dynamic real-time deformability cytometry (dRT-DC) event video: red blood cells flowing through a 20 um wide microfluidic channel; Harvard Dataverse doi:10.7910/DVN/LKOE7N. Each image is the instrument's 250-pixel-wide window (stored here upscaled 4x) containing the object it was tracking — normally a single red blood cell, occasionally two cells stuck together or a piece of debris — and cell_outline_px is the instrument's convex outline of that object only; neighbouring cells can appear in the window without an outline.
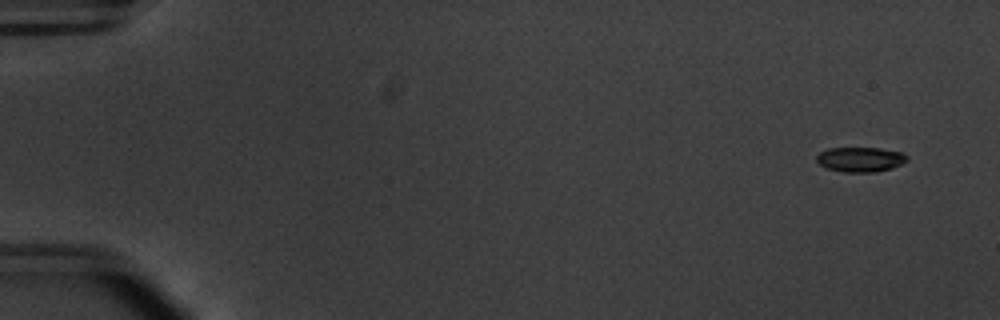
{"species": "common noctule bat (a hibernating species)", "species_latin": "Nyctalus noctula", "temperature_condition": "warm", "stored_images_in_passage": 55, "camera_frame_rate_fps": 3000, "um_per_image_px": 0.085, "animal": {"sex": "male", "body_mass_g": 20.1, "forearm_length_mm": 53.5}, "frame": {"image": 1, "passage_image": 4, "time_ms": 1.0, "image_size_px": [1000, 320], "cell_outline_px": [[908, 160], [892, 168], [872, 172], [844, 172], [828, 168], [820, 164], [816, 160], [816, 156], [820, 152], [828, 148], [880, 148], [900, 152], [908, 156]], "centroid_in_image_um": [73.13, 13.54], "position_along_channel_um": 11.9, "area_um2": 12.95}}
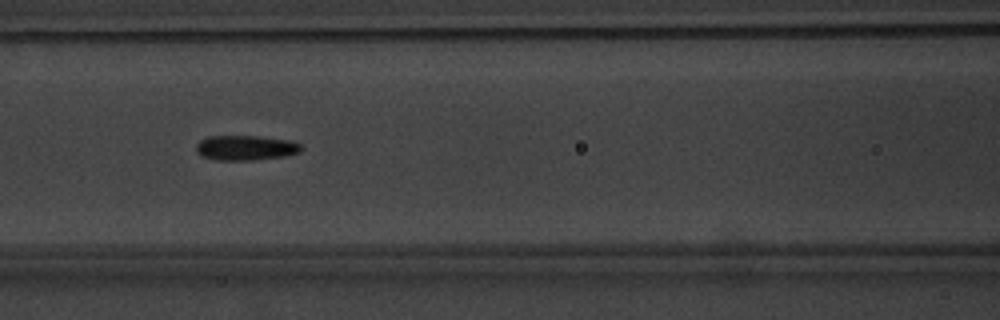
{"frame": {"image": 2, "passage_image": 26, "time_ms": 8.333, "image_size_px": [1000, 320], "cell_outline_px": [[300, 152], [284, 156], [252, 160], [216, 160], [200, 156], [196, 152], [196, 144], [200, 140], [208, 136], [256, 136], [292, 140], [300, 144]], "centroid_in_image_um": [20.84, 12.56], "position_along_channel_um": 145.8, "area_um2": 15.32}}
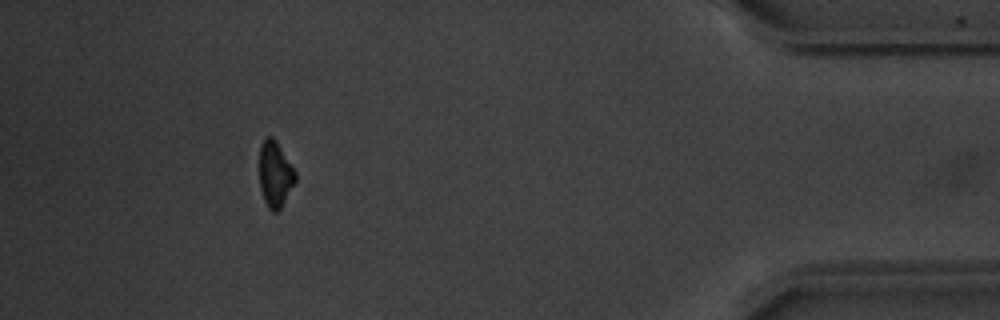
{"frame": {"image": 3, "passage_image": 51, "time_ms": 16.667, "image_size_px": [1000, 320], "cell_outline_px": [[296, 180], [280, 208], [276, 212], [272, 212], [268, 208], [264, 200], [260, 188], [260, 144], [268, 136], [272, 136], [276, 140], [296, 172]], "centroid_in_image_um": [23.38, 14.8], "position_along_channel_um": 411.8, "area_um2": 13.64}, "authors_computed_cell_mechanics": {"area_um2": 14.45, "velocity_mm_per_s": 3.794, "shape_relaxation_time_tau1_ms": 2.5595, "shape_relaxation_time_tau2_ms": 7.6543, "deformation_change_tau1": 0.1215, "deformation_change_tau2": 0.1343}}